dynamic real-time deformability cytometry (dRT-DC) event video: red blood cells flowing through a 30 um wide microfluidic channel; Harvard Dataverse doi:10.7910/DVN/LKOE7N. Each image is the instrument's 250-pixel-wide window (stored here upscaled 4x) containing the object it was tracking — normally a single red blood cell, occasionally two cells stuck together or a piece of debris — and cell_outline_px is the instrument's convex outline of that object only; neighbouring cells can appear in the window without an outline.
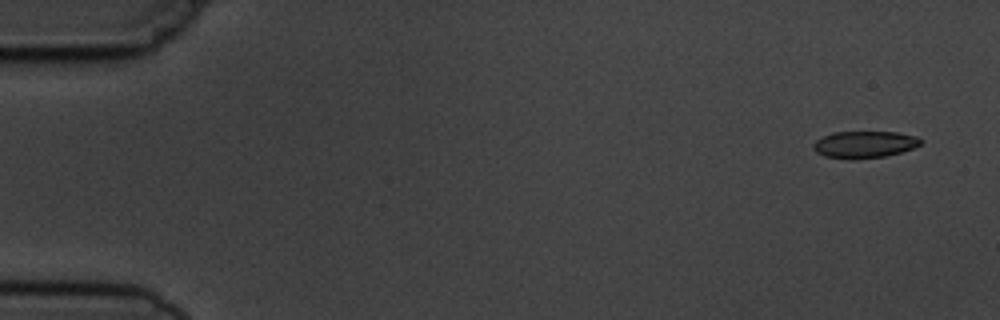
{"species": "common noctule bat (a hibernating species)", "species_latin": "Nyctalus noctula", "temperature_condition": "cold", "stored_images_in_passage": 4, "camera_frame_rate_fps": 3000, "um_per_image_px": 0.085, "animal": {"sex": "male", "body_mass_g": 19.5, "forearm_length_mm": 54.6}, "frame": {"image": 1, "passage_image": 1, "time_ms": 0.0, "image_size_px": [1000, 320], "cell_outline_px": [[924, 140], [920, 144], [912, 148], [900, 152], [884, 156], [856, 160], [852, 160], [824, 156], [816, 152], [812, 148], [812, 144], [816, 140], [832, 132], [896, 132], [916, 136]], "centroid_in_image_um": [73.44, 12.29], "position_along_channel_um": 11.6, "area_um2": 16.94}}
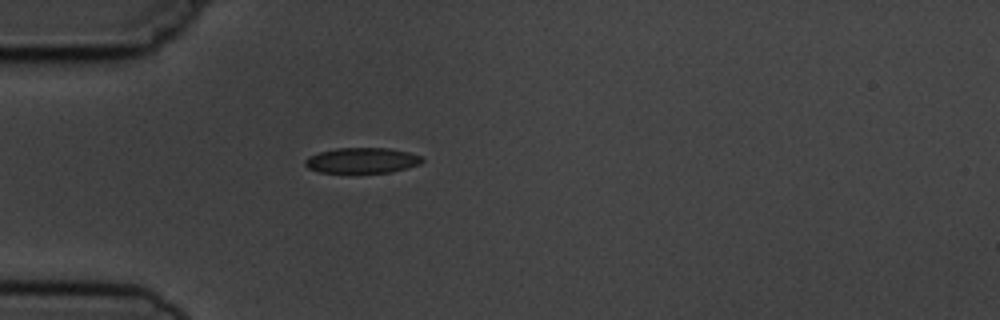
{"frame": {"image": 2, "passage_image": 4, "time_ms": 4.333, "image_size_px": [1000, 320], "cell_outline_px": [[424, 160], [420, 164], [408, 168], [392, 172], [320, 172], [308, 168], [304, 164], [304, 160], [308, 156], [320, 152], [336, 148], [388, 148], [408, 152], [420, 156]], "centroid_in_image_um": [30.77, 13.63], "position_along_channel_um": 54.2, "area_um2": 17.28}}